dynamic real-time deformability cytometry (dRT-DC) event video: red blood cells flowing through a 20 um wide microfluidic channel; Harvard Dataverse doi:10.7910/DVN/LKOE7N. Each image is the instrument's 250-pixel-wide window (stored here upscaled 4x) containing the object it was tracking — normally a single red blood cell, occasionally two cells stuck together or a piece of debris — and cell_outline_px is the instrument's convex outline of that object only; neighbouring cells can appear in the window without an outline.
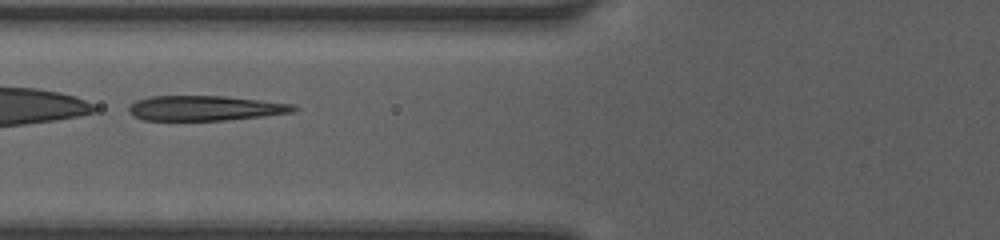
{"species": "human", "species_latin": "Homo sapiens", "temperature_condition": "room temperature", "stored_images_in_passage": 34, "segment_of_instrument_passage": [2, 2], "camera_frame_rate_fps": 3000, "um_per_image_px": 0.085, "donor": {"sex": "female"}, "frame": {"image": 1, "passage_image": 15, "time_ms": 4.667, "image_size_px": [1000, 240], "cell_outline_px": [[300, 108], [292, 112], [228, 120], [144, 120], [128, 112], [128, 104], [136, 100], [148, 96], [224, 96], [296, 104]], "centroid_in_image_um": [17.42, 9.18], "position_along_channel_um": 108.4, "area_um2": 24.04}}
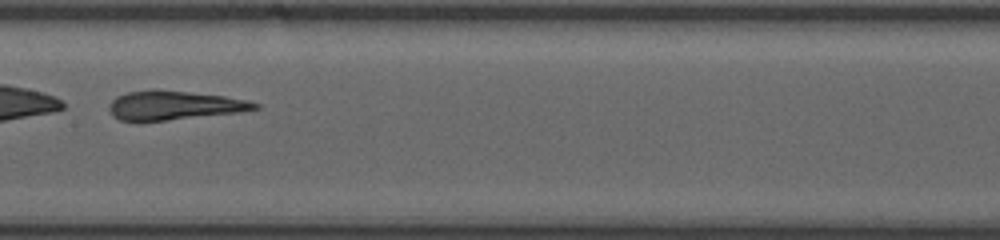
{"frame": {"image": 2, "passage_image": 21, "time_ms": 6.667, "image_size_px": [1000, 240], "cell_outline_px": [[260, 108], [240, 112], [168, 120], [120, 120], [112, 116], [108, 108], [112, 100], [116, 96], [128, 92], [156, 88], [224, 96], [248, 100], [260, 104]], "centroid_in_image_um": [14.8, 8.93], "position_along_channel_um": 192.6, "area_um2": 24.68}}
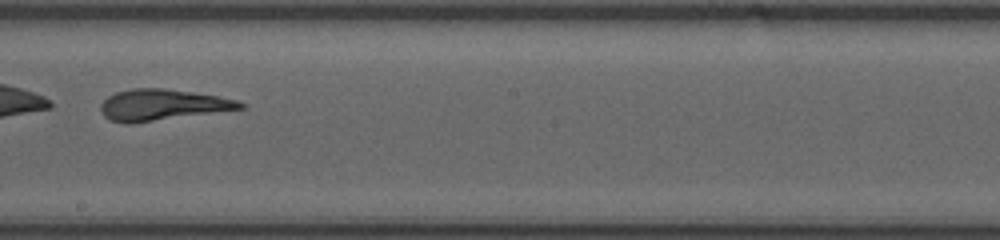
{"frame": {"image": 3, "passage_image": 24, "time_ms": 7.667, "image_size_px": [1000, 240], "cell_outline_px": [[248, 104], [244, 108], [128, 124], [124, 124], [108, 120], [100, 112], [100, 104], [108, 96], [116, 92], [132, 88], [164, 88], [192, 92], [216, 96], [236, 100]], "centroid_in_image_um": [13.73, 8.91], "position_along_channel_um": 234.5, "area_um2": 25.2}}